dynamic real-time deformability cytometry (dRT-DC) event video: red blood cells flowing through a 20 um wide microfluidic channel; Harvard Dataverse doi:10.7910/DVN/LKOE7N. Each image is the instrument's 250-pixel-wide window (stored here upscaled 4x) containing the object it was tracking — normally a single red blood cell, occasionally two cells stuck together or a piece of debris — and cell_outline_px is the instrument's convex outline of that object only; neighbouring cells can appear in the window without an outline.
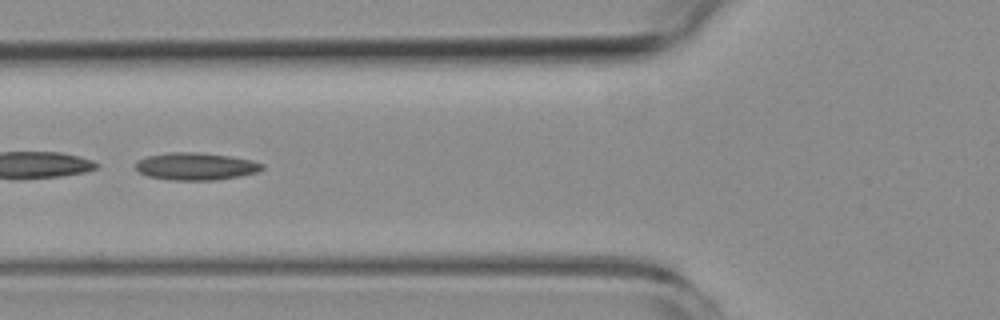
{"species": "common noctule bat (a hibernating species)", "species_latin": "Nyctalus noctula", "temperature_condition": "room temperature", "stored_images_in_passage": 5, "camera_frame_rate_fps": 3000, "um_per_image_px": 0.085, "animal": {"sex": "female", "body_mass_g": 19.3, "forearm_length_mm": 54.1}, "frame": {"image": 1, "passage_image": 4, "time_ms": 4.333, "image_size_px": [1000, 320], "cell_outline_px": [[264, 168], [260, 172], [240, 176], [216, 180], [168, 180], [148, 176], [140, 172], [136, 168], [136, 164], [140, 160], [148, 156], [172, 152], [192, 152], [228, 156], [252, 160], [264, 164]], "centroid_in_image_um": [16.7, 14.15], "position_along_channel_um": 109.1, "area_um2": 20.06}}